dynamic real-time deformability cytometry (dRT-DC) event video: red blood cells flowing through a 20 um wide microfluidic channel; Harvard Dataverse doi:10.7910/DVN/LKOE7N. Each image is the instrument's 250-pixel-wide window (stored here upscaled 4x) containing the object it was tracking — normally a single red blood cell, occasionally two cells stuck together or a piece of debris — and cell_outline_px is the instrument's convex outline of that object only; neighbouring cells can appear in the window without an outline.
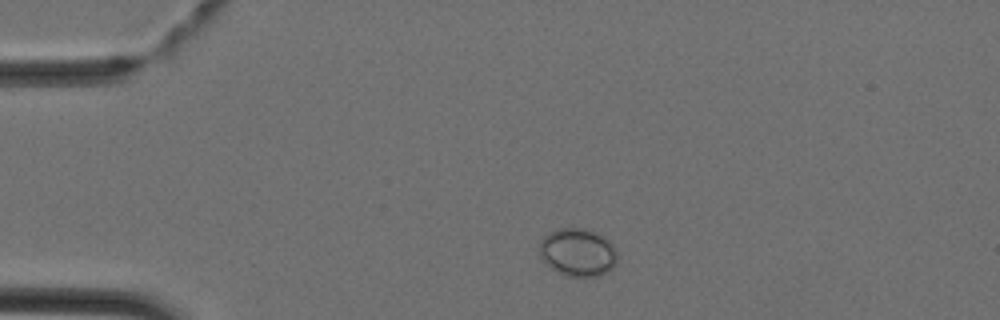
{"species": "Egyptian fruit bat (a non-hibernating species)", "species_latin": "Rousettus aegyptiacus", "temperature_condition": "cold", "stored_images_in_passage": 1, "camera_frame_rate_fps": 3000, "um_per_image_px": 0.085, "animal": {"sex": "female"}, "frame": {"image": 1, "passage_image": 1, "time_ms": 0.0, "image_size_px": [1000, 320], "cell_outline_px": [[616, 264], [608, 272], [600, 276], [568, 276], [552, 268], [540, 256], [540, 240], [548, 232], [560, 228], [584, 228], [596, 232], [604, 236], [616, 248]], "centroid_in_image_um": [49.13, 21.43], "position_along_channel_um": 35.9, "area_um2": 21.73}}